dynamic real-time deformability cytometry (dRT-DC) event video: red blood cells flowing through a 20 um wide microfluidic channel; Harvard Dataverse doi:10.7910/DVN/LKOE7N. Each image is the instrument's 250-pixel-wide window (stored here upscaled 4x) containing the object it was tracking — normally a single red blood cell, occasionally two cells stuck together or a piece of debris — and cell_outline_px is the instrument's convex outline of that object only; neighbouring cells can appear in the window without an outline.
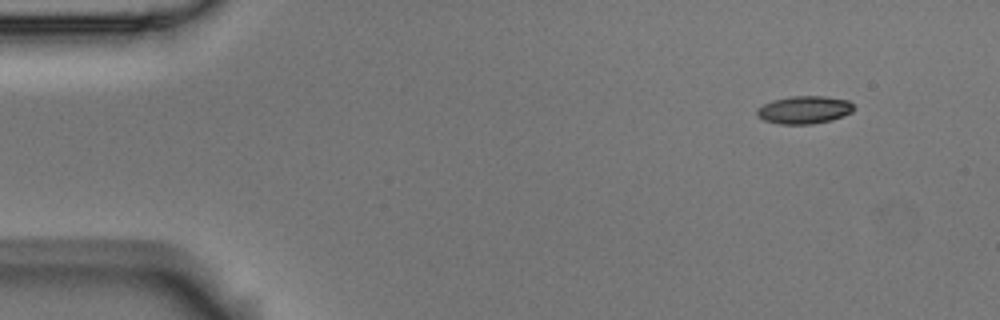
{"species": "Egyptian fruit bat (a non-hibernating species)", "species_latin": "Rousettus aegyptiacus", "temperature_condition": "room temperature", "stored_images_in_passage": 4, "camera_frame_rate_fps": 3000, "um_per_image_px": 0.085, "animal": {"sex": "male"}, "frame": {"image": 1, "passage_image": 1, "time_ms": 0.0, "image_size_px": [1000, 320], "cell_outline_px": [[856, 108], [852, 112], [844, 116], [832, 120], [812, 124], [780, 124], [764, 120], [756, 112], [764, 104], [772, 100], [792, 96], [820, 96], [848, 100]], "centroid_in_image_um": [68.41, 9.34], "position_along_channel_um": 16.6, "area_um2": 15.55}}
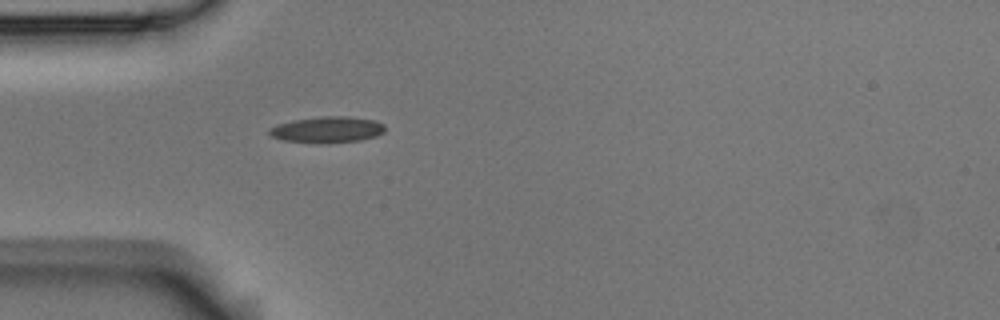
{"frame": {"image": 2, "passage_image": 4, "time_ms": 1.0, "image_size_px": [1000, 320], "cell_outline_px": [[384, 132], [376, 136], [360, 140], [284, 140], [272, 136], [268, 132], [268, 128], [276, 124], [292, 120], [320, 116], [348, 116], [376, 120], [384, 124]], "centroid_in_image_um": [27.84, 10.95], "position_along_channel_um": 57.2, "area_um2": 16.76}}